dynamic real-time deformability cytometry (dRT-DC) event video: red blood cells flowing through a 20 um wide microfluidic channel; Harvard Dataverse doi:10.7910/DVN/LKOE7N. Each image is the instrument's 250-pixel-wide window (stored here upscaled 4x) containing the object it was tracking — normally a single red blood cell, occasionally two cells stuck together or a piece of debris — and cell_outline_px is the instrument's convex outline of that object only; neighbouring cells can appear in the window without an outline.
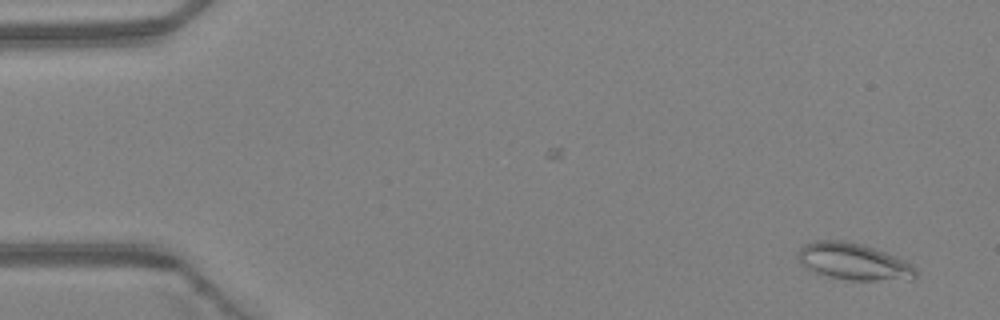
{"species": "Egyptian fruit bat (a non-hibernating species)", "species_latin": "Rousettus aegyptiacus", "temperature_condition": "warm", "stored_images_in_passage": 4, "camera_frame_rate_fps": 3000, "um_per_image_px": 0.085, "animal": {"sex": "female"}, "frame": {"image": 1, "passage_image": 1, "time_ms": 0.0, "image_size_px": [1000, 320], "cell_outline_px": [[916, 280], [852, 280], [828, 276], [816, 272], [808, 268], [796, 256], [800, 248], [804, 244], [816, 240], [844, 240], [864, 244], [896, 256], [912, 264], [916, 268]], "centroid_in_image_um": [72.61, 22.22], "position_along_channel_um": 12.4, "area_um2": 25.32}}